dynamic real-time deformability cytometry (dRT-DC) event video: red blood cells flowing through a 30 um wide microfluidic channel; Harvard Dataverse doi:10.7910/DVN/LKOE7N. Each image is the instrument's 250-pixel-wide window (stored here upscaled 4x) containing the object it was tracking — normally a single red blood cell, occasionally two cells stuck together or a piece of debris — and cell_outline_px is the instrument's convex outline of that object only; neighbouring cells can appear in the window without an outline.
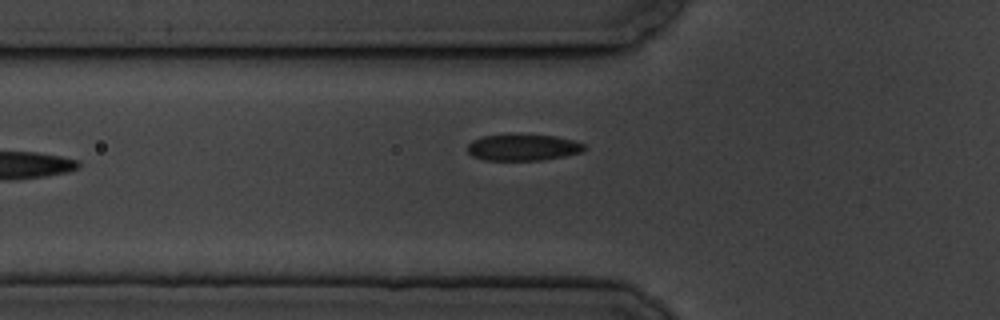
{"species": "common noctule bat (a hibernating species)", "species_latin": "Nyctalus noctula", "temperature_condition": "cold", "stored_images_in_passage": 10, "camera_frame_rate_fps": 3000, "um_per_image_px": 0.085, "animal": {"sex": "male", "body_mass_g": 19.5, "forearm_length_mm": 54.6}, "frame": {"image": 1, "passage_image": 7, "time_ms": 7.0, "image_size_px": [1000, 320], "cell_outline_px": [[588, 148], [580, 152], [564, 156], [540, 160], [484, 160], [472, 156], [468, 152], [468, 144], [472, 140], [480, 136], [520, 132], [556, 136], [572, 140], [584, 144]], "centroid_in_image_um": [44.42, 12.49], "position_along_channel_um": 81.4, "area_um2": 18.61}}
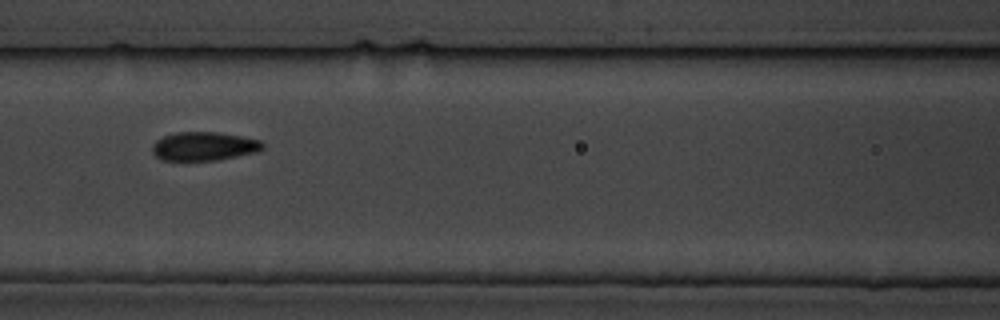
{"frame": {"image": 2, "passage_image": 9, "time_ms": 9.0, "image_size_px": [1000, 320], "cell_outline_px": [[264, 148], [260, 152], [220, 160], [160, 160], [152, 152], [152, 144], [156, 140], [164, 136], [176, 132], [216, 132], [240, 136], [260, 140], [264, 144]], "centroid_in_image_um": [17.36, 12.44], "position_along_channel_um": 149.2, "area_um2": 18.67}}
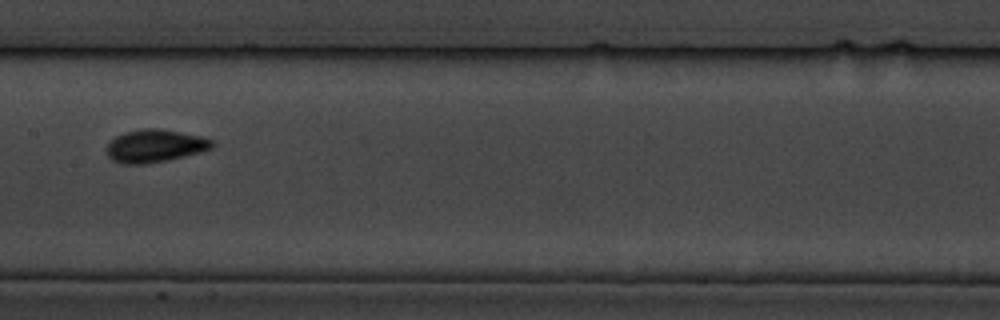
{"frame": {"image": 3, "passage_image": 10, "time_ms": 10.333, "image_size_px": [1000, 320], "cell_outline_px": [[216, 144], [212, 148], [200, 152], [184, 156], [144, 164], [124, 164], [112, 160], [108, 156], [104, 148], [108, 140], [124, 132], [144, 128], [156, 128], [204, 136], [212, 140]], "centroid_in_image_um": [13.13, 12.39], "position_along_channel_um": 194.3, "area_um2": 20.35}}